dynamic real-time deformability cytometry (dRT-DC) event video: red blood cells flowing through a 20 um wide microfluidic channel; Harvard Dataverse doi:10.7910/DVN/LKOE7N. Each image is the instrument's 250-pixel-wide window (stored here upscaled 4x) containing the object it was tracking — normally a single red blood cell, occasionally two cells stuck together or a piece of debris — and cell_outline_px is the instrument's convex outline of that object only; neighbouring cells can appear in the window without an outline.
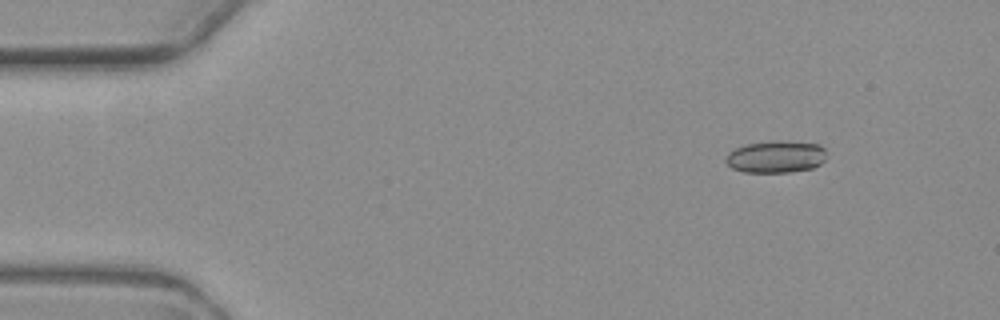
{"species": "common noctule bat (a hibernating species)", "species_latin": "Nyctalus noctula", "temperature_condition": "warm", "stored_images_in_passage": 4, "camera_frame_rate_fps": 3000, "um_per_image_px": 0.085, "animal": {"sex": "female", "body_mass_g": 19.3, "forearm_length_mm": 54.1}, "frame": {"image": 1, "passage_image": 1, "time_ms": 0.0, "image_size_px": [1000, 320], "cell_outline_px": [[824, 160], [820, 164], [812, 168], [788, 172], [744, 172], [732, 168], [724, 160], [728, 152], [744, 144], [820, 144], [824, 148]], "centroid_in_image_um": [65.89, 13.39], "position_along_channel_um": 19.1, "area_um2": 17.74}}
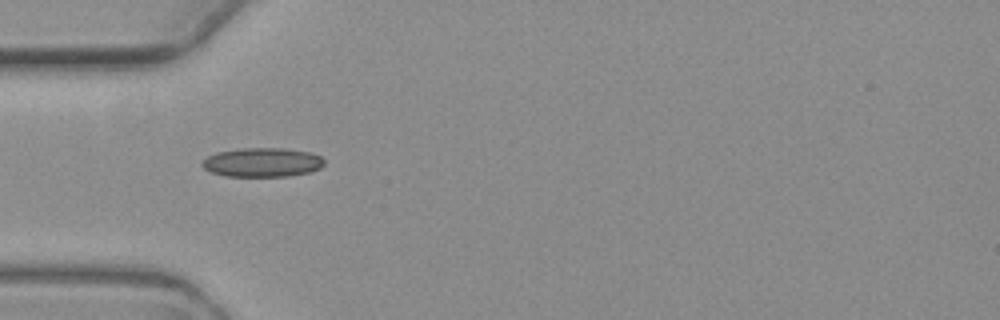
{"frame": {"image": 2, "passage_image": 4, "time_ms": 3.667, "image_size_px": [1000, 320], "cell_outline_px": [[324, 164], [320, 168], [312, 172], [288, 176], [224, 176], [212, 172], [204, 168], [200, 164], [208, 156], [216, 152], [244, 148], [284, 148], [312, 152], [320, 156], [324, 160]], "centroid_in_image_um": [22.33, 13.8], "position_along_channel_um": 62.7, "area_um2": 20.81}}